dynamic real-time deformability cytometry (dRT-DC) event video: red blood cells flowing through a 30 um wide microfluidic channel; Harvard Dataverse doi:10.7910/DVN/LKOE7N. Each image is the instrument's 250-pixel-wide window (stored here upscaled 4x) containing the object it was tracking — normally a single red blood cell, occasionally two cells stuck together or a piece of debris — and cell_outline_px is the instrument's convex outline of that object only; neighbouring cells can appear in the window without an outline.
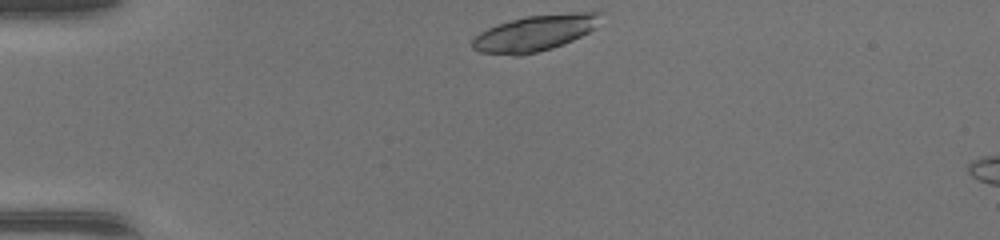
{"species": "common noctule bat (a hibernating species)", "species_latin": "Nyctalus noctula", "temperature_condition": "warm", "stored_images_in_passage": 36, "camera_frame_rate_fps": 3000, "um_per_image_px": 0.085, "animal": {"sex": "female", "body_mass_g": 17.0, "forearm_length_mm": 48.0}, "frame": {"image": 1, "passage_image": 1, "time_ms": 0.0, "image_size_px": [1000, 240], "cell_outline_px": [[604, 12], [596, 28], [564, 44], [552, 48], [520, 56], [512, 56], [480, 52], [472, 48], [472, 40], [480, 32], [496, 24], [524, 16], [576, 12]], "centroid_in_image_um": [45.47, 2.81], "position_along_channel_um": 39.5, "area_um2": 27.05}}
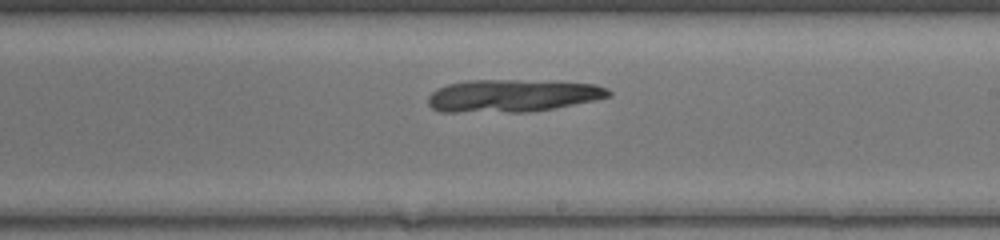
{"frame": {"image": 2, "passage_image": 18, "time_ms": 5.667, "image_size_px": [1000, 240], "cell_outline_px": [[612, 96], [596, 100], [552, 108], [528, 112], [440, 112], [432, 108], [428, 104], [428, 96], [436, 88], [448, 84], [468, 80], [556, 80], [596, 84], [608, 88], [612, 92]], "centroid_in_image_um": [43.59, 8.12], "position_along_channel_um": 245.4, "area_um2": 34.85}}
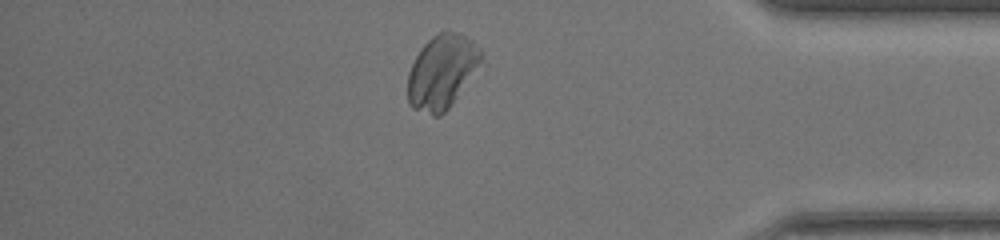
{"frame": {"image": 3, "passage_image": 30, "time_ms": 9.667, "image_size_px": [1000, 240], "cell_outline_px": [[480, 60], [452, 104], [440, 116], [432, 116], [412, 108], [408, 104], [408, 72], [420, 48], [432, 36], [444, 28], [448, 28], [460, 32], [472, 40], [480, 48]], "centroid_in_image_um": [37.51, 6.06], "position_along_channel_um": 397.7, "area_um2": 31.39}}